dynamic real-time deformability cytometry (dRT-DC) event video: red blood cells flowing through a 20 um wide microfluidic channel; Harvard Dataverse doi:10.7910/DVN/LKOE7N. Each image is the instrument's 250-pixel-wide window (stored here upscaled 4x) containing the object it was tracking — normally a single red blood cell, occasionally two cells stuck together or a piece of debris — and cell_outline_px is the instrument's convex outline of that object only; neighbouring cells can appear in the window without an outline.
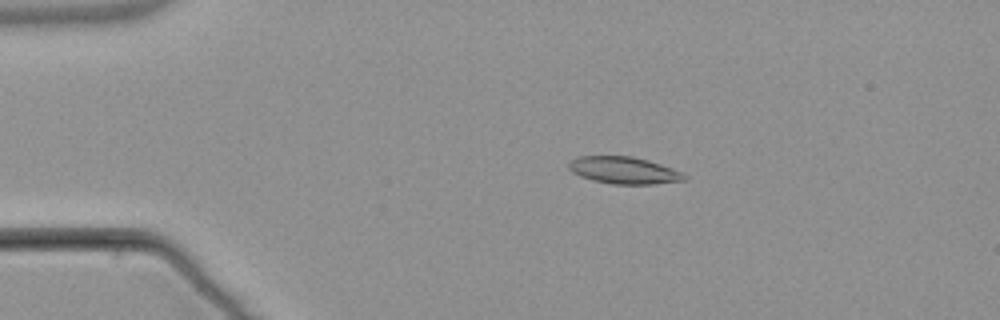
{"species": "common noctule bat (a hibernating species)", "species_latin": "Nyctalus noctula", "temperature_condition": "warm", "stored_images_in_passage": 5, "camera_frame_rate_fps": 3000, "um_per_image_px": 0.085, "animal": {"sex": "male", "body_mass_g": 21.5, "forearm_length_mm": 52.0}, "frame": {"image": 1, "passage_image": 3, "time_ms": 2.667, "image_size_px": [1000, 320], "cell_outline_px": [[688, 176], [684, 180], [652, 184], [612, 184], [592, 180], [580, 176], [572, 172], [568, 168], [568, 164], [576, 156], [632, 156], [648, 160], [684, 172]], "centroid_in_image_um": [53.03, 14.47], "position_along_channel_um": 32.0, "area_um2": 18.26}}
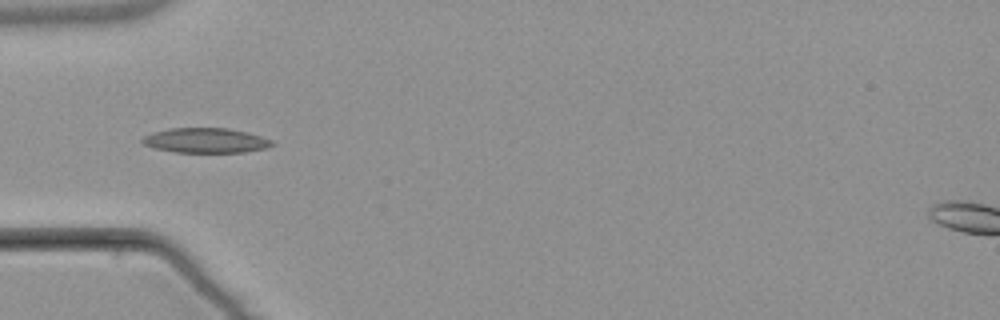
{"frame": {"image": 2, "passage_image": 5, "time_ms": 5.0, "image_size_px": [1000, 320], "cell_outline_px": [[276, 144], [268, 148], [244, 152], [176, 152], [156, 148], [144, 144], [140, 140], [144, 136], [152, 132], [172, 128], [228, 128], [248, 132], [272, 140]], "centroid_in_image_um": [17.52, 11.93], "position_along_channel_um": 67.5, "area_um2": 18.79}}